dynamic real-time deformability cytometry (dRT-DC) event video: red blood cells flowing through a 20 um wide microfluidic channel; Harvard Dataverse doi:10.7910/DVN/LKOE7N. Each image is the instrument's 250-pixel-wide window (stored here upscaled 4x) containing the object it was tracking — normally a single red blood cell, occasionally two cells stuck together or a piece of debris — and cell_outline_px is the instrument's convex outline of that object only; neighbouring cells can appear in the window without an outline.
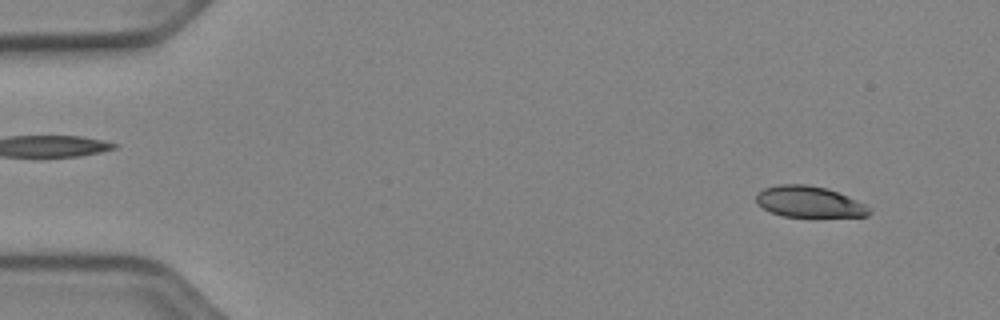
{"species": "Egyptian fruit bat (a non-hibernating species)", "species_latin": "Rousettus aegyptiacus", "temperature_condition": "cold", "stored_images_in_passage": 14, "camera_frame_rate_fps": 3000, "um_per_image_px": 0.085, "animal": {"sex": "female"}, "frame": {"image": 1, "passage_image": 4, "time_ms": 1.0, "image_size_px": [1000, 320], "cell_outline_px": [[872, 212], [868, 216], [780, 216], [756, 204], [756, 192], [764, 188], [776, 184], [808, 184], [828, 188], [864, 204], [872, 208]], "centroid_in_image_um": [68.74, 17.14], "position_along_channel_um": 16.3, "area_um2": 20.52}}
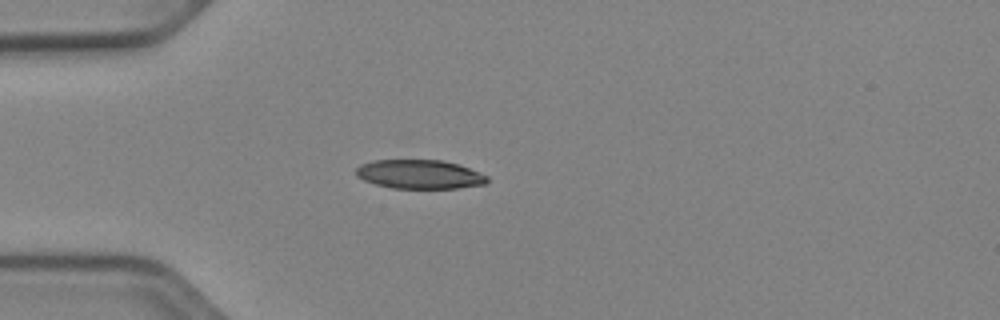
{"frame": {"image": 2, "passage_image": 14, "time_ms": 4.333, "image_size_px": [1000, 320], "cell_outline_px": [[488, 180], [484, 184], [456, 188], [392, 188], [376, 184], [364, 180], [356, 176], [356, 168], [360, 164], [372, 160], [444, 160], [468, 168], [488, 176]], "centroid_in_image_um": [35.62, 14.81], "position_along_channel_um": 49.4, "area_um2": 22.02}}